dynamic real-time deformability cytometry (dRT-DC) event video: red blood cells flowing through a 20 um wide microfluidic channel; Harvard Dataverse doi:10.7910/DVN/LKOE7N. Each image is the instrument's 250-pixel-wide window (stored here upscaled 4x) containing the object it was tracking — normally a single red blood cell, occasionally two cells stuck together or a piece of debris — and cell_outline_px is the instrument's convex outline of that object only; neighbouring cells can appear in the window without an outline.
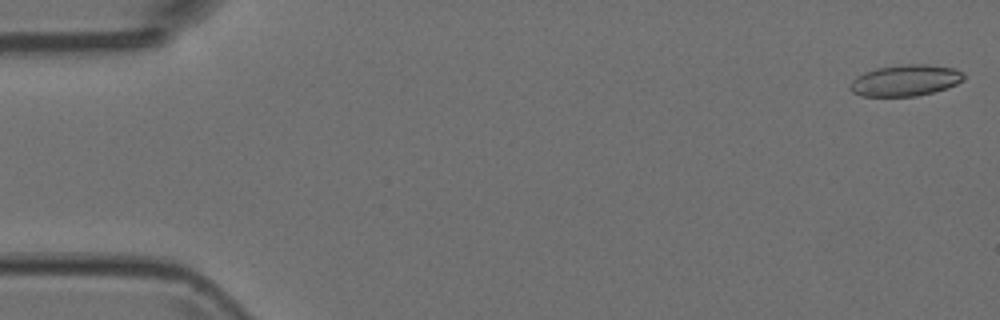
{"species": "Egyptian fruit bat (a non-hibernating species)", "species_latin": "Rousettus aegyptiacus", "temperature_condition": "room temperature", "stored_images_in_passage": 6, "camera_frame_rate_fps": 3000, "um_per_image_px": 0.085, "animal": {"sex": "female"}, "frame": {"image": 1, "passage_image": 1, "time_ms": 0.0, "image_size_px": [1000, 320], "cell_outline_px": [[964, 80], [956, 84], [932, 92], [916, 96], [860, 96], [852, 92], [848, 88], [852, 80], [856, 76], [864, 72], [876, 68], [908, 64], [924, 64], [956, 68], [964, 72]], "centroid_in_image_um": [76.94, 6.83], "position_along_channel_um": 8.1, "area_um2": 20.75}}